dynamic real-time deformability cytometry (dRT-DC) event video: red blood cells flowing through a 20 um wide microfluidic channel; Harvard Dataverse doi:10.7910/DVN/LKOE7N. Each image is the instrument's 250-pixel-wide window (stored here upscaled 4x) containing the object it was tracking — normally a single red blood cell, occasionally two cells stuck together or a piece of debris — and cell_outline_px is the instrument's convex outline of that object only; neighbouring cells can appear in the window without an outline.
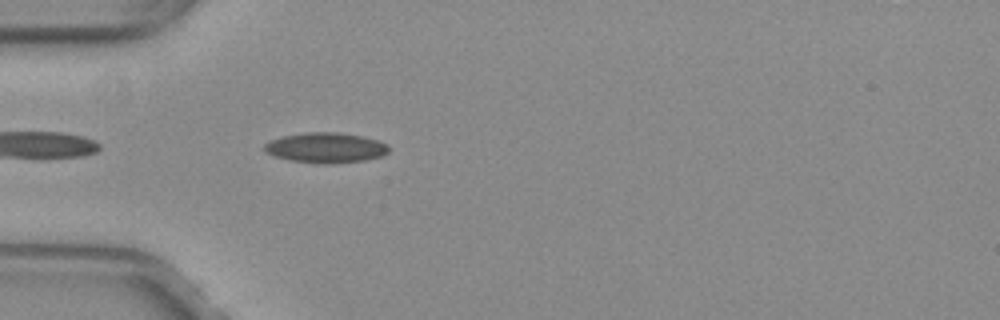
{"species": "common noctule bat (a hibernating species)", "species_latin": "Nyctalus noctula", "temperature_condition": "warm", "stored_images_in_passage": 36, "camera_frame_rate_fps": 3000, "um_per_image_px": 0.085, "animal": {"sex": "female", "body_mass_g": 29.2, "forearm_length_mm": 56.3}, "frame": {"image": 1, "passage_image": 2, "time_ms": 0.333, "image_size_px": [1000, 320], "cell_outline_px": [[392, 148], [384, 156], [364, 160], [332, 164], [324, 164], [292, 160], [276, 156], [264, 152], [264, 144], [272, 140], [284, 136], [308, 132], [336, 132], [364, 136], [380, 140], [388, 144]], "centroid_in_image_um": [27.78, 12.55], "position_along_channel_um": 57.2, "area_um2": 22.02}}
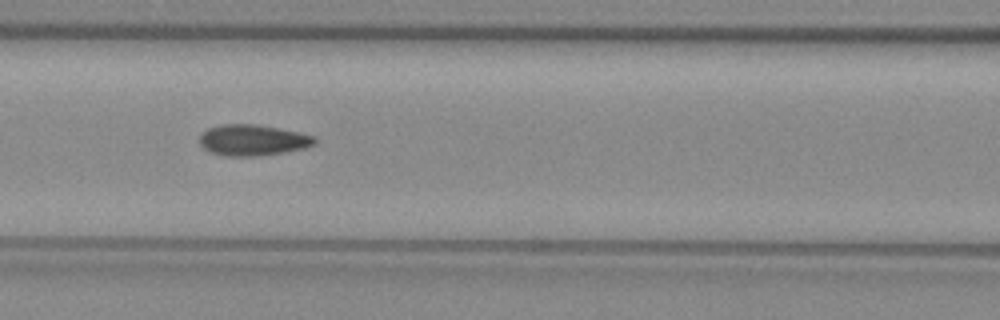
{"frame": {"image": 2, "passage_image": 9, "time_ms": 2.667, "image_size_px": [1000, 320], "cell_outline_px": [[316, 144], [304, 148], [284, 152], [260, 156], [224, 156], [212, 152], [204, 148], [200, 144], [200, 136], [208, 128], [224, 124], [256, 124], [300, 132], [316, 136]], "centroid_in_image_um": [21.52, 11.91], "position_along_channel_um": 145.1, "area_um2": 20.81}}
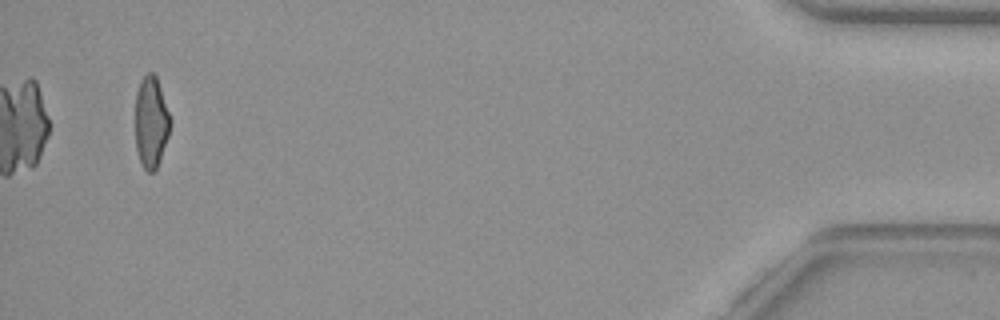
{"frame": {"image": 3, "passage_image": 36, "time_ms": 11.667, "image_size_px": [1000, 320], "cell_outline_px": [[168, 136], [156, 168], [152, 172], [148, 172], [144, 168], [140, 160], [136, 148], [136, 92], [140, 80], [148, 72], [152, 72], [156, 76], [168, 112]], "centroid_in_image_um": [12.8, 10.36], "position_along_channel_um": 422.4, "area_um2": 17.92}, "authors_computed_cell_mechanics": {"area_um2": 20.2878, "velocity_mm_per_s": 3.9994, "shape_relaxation_time_tau1_ms": null, "shape_relaxation_time_tau2_ms": 1.3093, "deformation_change_tau1": null, "deformation_change_tau2": 0.0777}}